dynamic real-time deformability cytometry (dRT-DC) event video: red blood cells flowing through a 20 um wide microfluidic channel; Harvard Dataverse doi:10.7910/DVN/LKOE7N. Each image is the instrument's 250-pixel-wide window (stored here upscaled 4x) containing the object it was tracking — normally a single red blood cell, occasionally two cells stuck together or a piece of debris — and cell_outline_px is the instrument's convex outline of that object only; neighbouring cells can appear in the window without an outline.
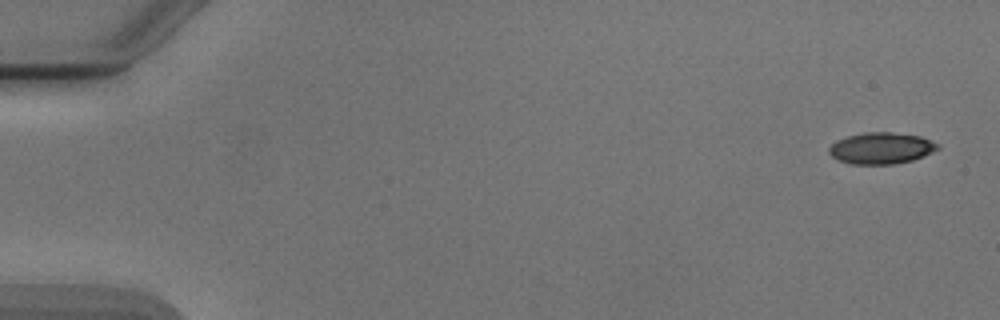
{"species": "Egyptian fruit bat (a non-hibernating species)", "species_latin": "Rousettus aegyptiacus", "temperature_condition": "cold", "stored_images_in_passage": 5, "camera_frame_rate_fps": 3000, "um_per_image_px": 0.085, "animal": {"sex": "male"}, "frame": {"image": 1, "passage_image": 1, "time_ms": 0.0, "image_size_px": [1000, 320], "cell_outline_px": [[940, 148], [924, 156], [912, 160], [896, 164], [852, 164], [840, 160], [832, 156], [828, 152], [828, 148], [836, 140], [848, 136], [864, 132], [892, 132], [920, 136], [940, 144]], "centroid_in_image_um": [74.92, 12.59], "position_along_channel_um": 10.1, "area_um2": 19.94}}
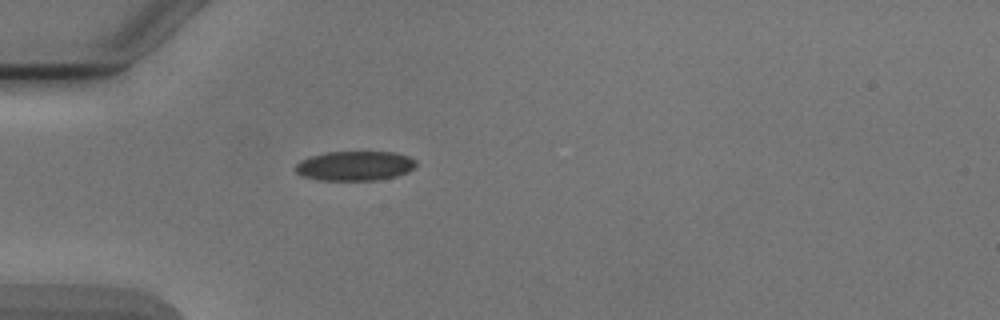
{"frame": {"image": 2, "passage_image": 5, "time_ms": 4.667, "image_size_px": [1000, 320], "cell_outline_px": [[416, 168], [408, 172], [396, 176], [376, 180], [316, 180], [304, 176], [296, 172], [296, 164], [300, 160], [312, 156], [328, 152], [396, 152], [408, 156], [416, 160]], "centroid_in_image_um": [30.2, 14.1], "position_along_channel_um": 54.8, "area_um2": 20.81}}